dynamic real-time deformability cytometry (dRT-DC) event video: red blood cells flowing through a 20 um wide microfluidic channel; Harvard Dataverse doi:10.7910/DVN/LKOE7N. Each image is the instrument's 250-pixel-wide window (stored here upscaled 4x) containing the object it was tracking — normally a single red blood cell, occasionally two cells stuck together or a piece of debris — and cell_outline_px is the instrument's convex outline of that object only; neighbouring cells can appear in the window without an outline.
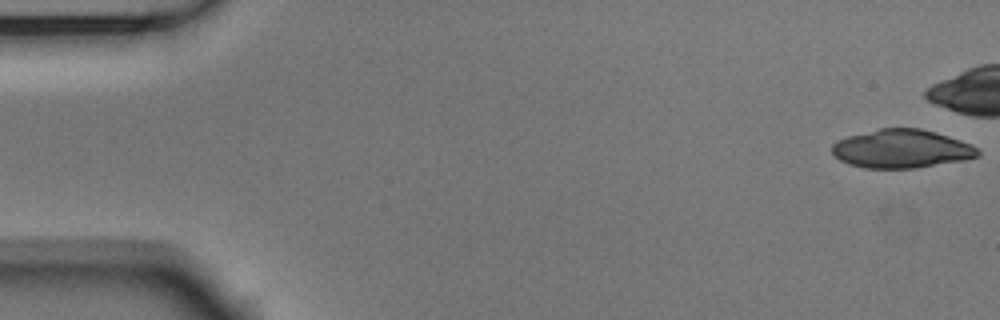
{"species": "Egyptian fruit bat (a non-hibernating species)", "species_latin": "Rousettus aegyptiacus", "temperature_condition": "room temperature", "stored_images_in_passage": 43, "camera_frame_rate_fps": 3000, "um_per_image_px": 0.085, "animal": {"sex": "male"}, "frame": {"image": 1, "passage_image": 1, "time_ms": 0.0, "image_size_px": [1000, 320], "cell_outline_px": [[980, 156], [964, 160], [916, 168], [864, 168], [848, 164], [840, 160], [832, 152], [832, 144], [836, 140], [848, 136], [880, 128], [920, 128], [936, 132], [972, 144], [980, 152]], "centroid_in_image_um": [76.63, 12.65], "position_along_channel_um": 8.4, "area_um2": 32.77}}